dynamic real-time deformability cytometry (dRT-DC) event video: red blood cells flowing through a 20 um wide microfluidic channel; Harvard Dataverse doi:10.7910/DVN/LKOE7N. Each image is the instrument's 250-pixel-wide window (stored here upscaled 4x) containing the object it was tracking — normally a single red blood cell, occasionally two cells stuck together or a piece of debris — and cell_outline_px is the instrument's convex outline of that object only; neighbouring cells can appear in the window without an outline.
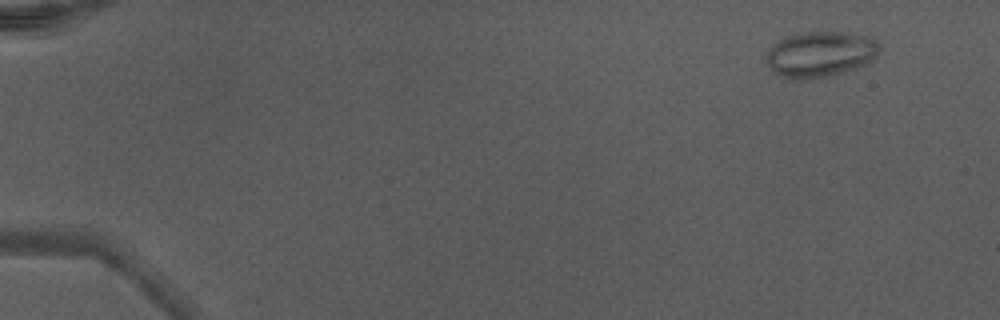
{"species": "Egyptian fruit bat (a non-hibernating species)", "species_latin": "Rousettus aegyptiacus", "temperature_condition": "warm", "stored_images_in_passage": 12, "camera_frame_rate_fps": 3000, "um_per_image_px": 0.085, "animal": {"sex": "male"}, "frame": {"image": 1, "passage_image": 1, "time_ms": 0.0, "image_size_px": [1000, 320], "cell_outline_px": [[880, 52], [876, 60], [868, 64], [856, 68], [824, 76], [784, 76], [776, 72], [764, 60], [764, 56], [780, 40], [788, 36], [800, 32], [848, 32], [872, 36], [880, 44]], "centroid_in_image_um": [69.86, 4.54], "position_along_channel_um": 15.1, "area_um2": 29.54}}